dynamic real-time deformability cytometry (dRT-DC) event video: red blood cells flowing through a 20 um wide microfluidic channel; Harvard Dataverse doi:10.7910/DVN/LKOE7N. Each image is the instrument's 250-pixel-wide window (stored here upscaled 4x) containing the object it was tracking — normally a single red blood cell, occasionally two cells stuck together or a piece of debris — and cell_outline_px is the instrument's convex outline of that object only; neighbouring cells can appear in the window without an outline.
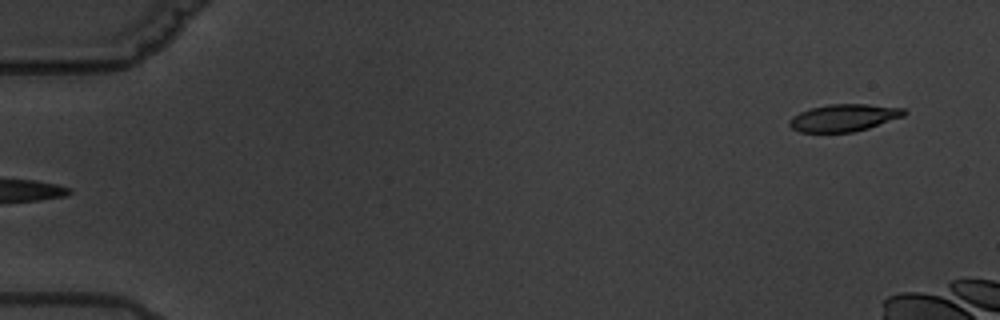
{"species": "common noctule bat (a hibernating species)", "species_latin": "Nyctalus noctula", "temperature_condition": "warm", "stored_images_in_passage": 2, "camera_frame_rate_fps": 3000, "um_per_image_px": 0.085, "animal": {"sex": "male", "body_mass_g": 19.5, "forearm_length_mm": 54.6}, "frame": {"image": 1, "passage_image": 2, "time_ms": 1.333, "image_size_px": [1000, 320], "cell_outline_px": [[908, 112], [904, 116], [868, 128], [852, 132], [800, 132], [792, 128], [788, 124], [788, 120], [792, 116], [800, 112], [812, 108], [828, 104], [868, 104], [904, 108]], "centroid_in_image_um": [71.73, 10.0], "position_along_channel_um": 13.3, "area_um2": 18.21}}